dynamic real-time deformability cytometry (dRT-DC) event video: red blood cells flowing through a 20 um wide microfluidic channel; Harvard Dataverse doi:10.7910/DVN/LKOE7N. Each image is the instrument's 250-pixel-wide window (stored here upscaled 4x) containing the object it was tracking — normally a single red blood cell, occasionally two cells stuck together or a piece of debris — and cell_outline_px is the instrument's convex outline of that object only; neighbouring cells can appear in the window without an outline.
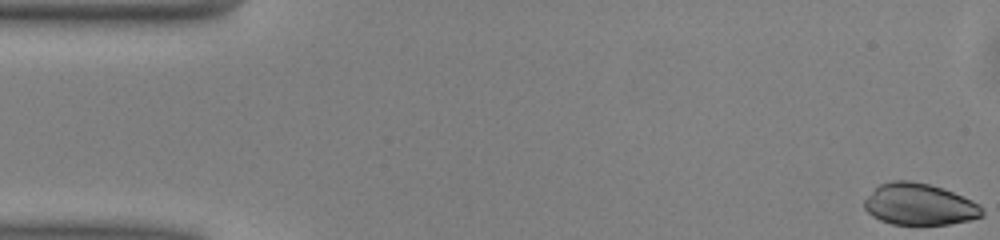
{"species": "common noctule bat (a hibernating species)", "species_latin": "Nyctalus noctula", "temperature_condition": "warm", "stored_images_in_passage": 9, "camera_frame_rate_fps": 3000, "um_per_image_px": 0.085, "animal": {"sex": "male", "body_mass_g": 13.0, "forearm_length_mm": 53.1}, "frame": {"image": 1, "passage_image": 1, "time_ms": 0.0, "image_size_px": [1000, 240], "cell_outline_px": [[984, 216], [972, 220], [948, 224], [892, 224], [880, 220], [872, 216], [864, 208], [864, 200], [880, 184], [892, 180], [908, 180], [928, 184], [944, 188], [972, 200], [980, 204], [984, 212]], "centroid_in_image_um": [78.18, 17.37], "position_along_channel_um": 6.8, "area_um2": 28.61}}